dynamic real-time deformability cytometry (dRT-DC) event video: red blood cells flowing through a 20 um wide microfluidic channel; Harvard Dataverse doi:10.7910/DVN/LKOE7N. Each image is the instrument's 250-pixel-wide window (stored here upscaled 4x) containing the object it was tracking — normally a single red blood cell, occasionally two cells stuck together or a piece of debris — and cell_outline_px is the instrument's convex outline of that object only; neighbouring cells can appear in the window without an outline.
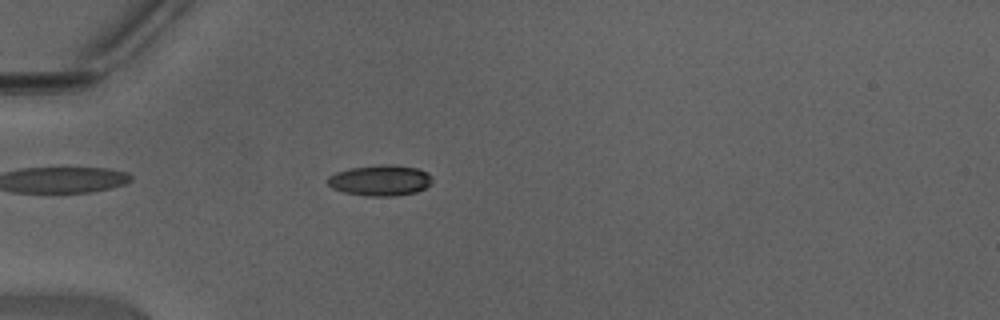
{"species": "Egyptian fruit bat (a non-hibernating species)", "species_latin": "Rousettus aegyptiacus", "temperature_condition": "warm", "stored_images_in_passage": 47, "camera_frame_rate_fps": 3000, "um_per_image_px": 0.085, "animal": {"sex": "male"}, "frame": {"image": 1, "passage_image": 14, "time_ms": 4.333, "image_size_px": [1000, 320], "cell_outline_px": [[432, 184], [416, 192], [396, 196], [364, 196], [344, 192], [332, 188], [328, 184], [328, 176], [336, 172], [348, 168], [384, 164], [392, 164], [416, 168], [428, 172], [432, 176]], "centroid_in_image_um": [32.33, 15.33], "position_along_channel_um": 52.7, "area_um2": 18.96}}
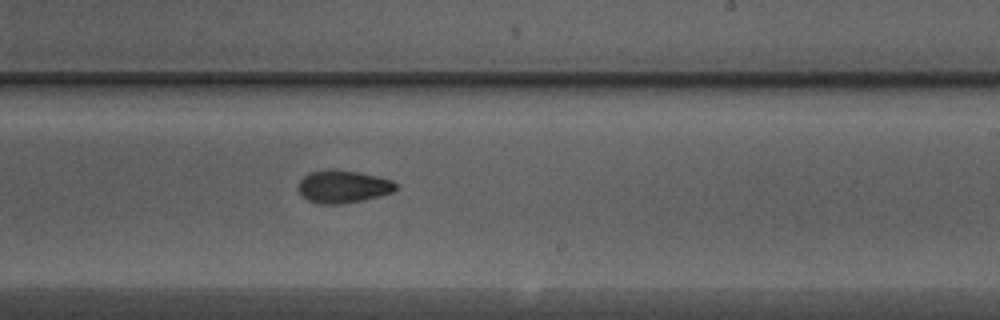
{"frame": {"image": 2, "passage_image": 29, "time_ms": 9.333, "image_size_px": [1000, 320], "cell_outline_px": [[396, 188], [392, 192], [380, 196], [360, 200], [336, 204], [320, 204], [308, 200], [300, 192], [300, 180], [308, 172], [328, 168], [332, 168], [356, 172], [376, 176], [392, 180], [396, 184]], "centroid_in_image_um": [29.15, 15.84], "position_along_channel_um": 259.9, "area_um2": 18.32}}
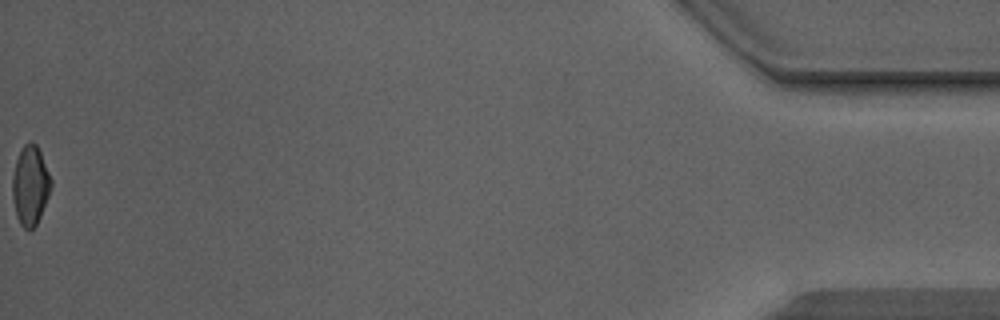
{"frame": {"image": 3, "passage_image": 47, "time_ms": 15.333, "image_size_px": [1000, 320], "cell_outline_px": [[52, 184], [48, 196], [40, 216], [36, 224], [32, 228], [24, 228], [20, 224], [16, 216], [12, 196], [12, 176], [16, 160], [20, 148], [28, 140], [32, 140], [36, 144], [40, 152], [52, 180]], "centroid_in_image_um": [2.55, 15.71], "position_along_channel_um": 432.6, "area_um2": 17.86}, "authors_computed_cell_mechanics": {"area_um2": 18.207, "velocity_mm_per_s": 4.4553, "shape_relaxation_time_tau1_ms": 4.7375, "shape_relaxation_time_tau2_ms": 3.6399, "deformation_change_tau1": 0.143, "deformation_change_tau2": 0.0876}}